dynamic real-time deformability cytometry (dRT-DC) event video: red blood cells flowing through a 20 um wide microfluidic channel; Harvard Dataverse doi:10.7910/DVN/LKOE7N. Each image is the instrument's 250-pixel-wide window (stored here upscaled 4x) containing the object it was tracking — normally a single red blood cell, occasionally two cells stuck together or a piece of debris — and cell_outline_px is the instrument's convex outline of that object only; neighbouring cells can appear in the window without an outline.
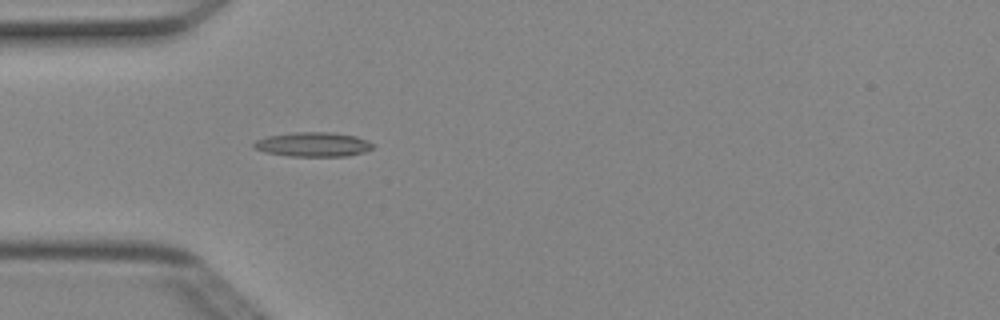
{"species": "Egyptian fruit bat (a non-hibernating species)", "species_latin": "Rousettus aegyptiacus", "temperature_condition": "cold", "stored_images_in_passage": 5, "camera_frame_rate_fps": 3000, "um_per_image_px": 0.085, "animal": {"sex": "female"}, "frame": {"image": 1, "passage_image": 5, "time_ms": 1.333, "image_size_px": [1000, 320], "cell_outline_px": [[376, 144], [372, 148], [364, 152], [348, 156], [288, 156], [264, 152], [256, 148], [252, 144], [256, 140], [268, 136], [296, 132], [332, 132], [356, 136], [368, 140]], "centroid_in_image_um": [26.66, 12.27], "position_along_channel_um": 58.3, "area_um2": 16.99}}